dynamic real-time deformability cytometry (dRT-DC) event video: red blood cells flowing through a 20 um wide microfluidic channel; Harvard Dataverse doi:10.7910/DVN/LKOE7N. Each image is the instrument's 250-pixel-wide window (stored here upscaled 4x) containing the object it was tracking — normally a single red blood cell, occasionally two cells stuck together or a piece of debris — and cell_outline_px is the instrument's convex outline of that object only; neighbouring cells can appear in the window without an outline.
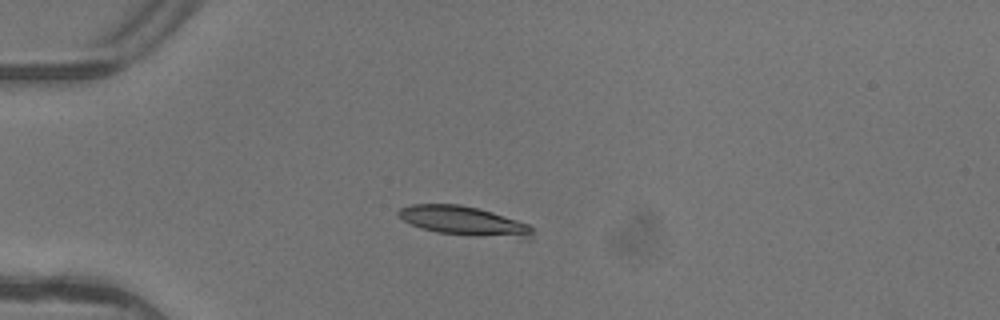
{"species": "common noctule bat (a hibernating species)", "species_latin": "Nyctalus noctula", "temperature_condition": "warm", "stored_images_in_passage": 5, "camera_frame_rate_fps": 3000, "um_per_image_px": 0.085, "animal": {"sex": "female"}, "frame": {"image": 1, "passage_image": 3, "time_ms": 0.667, "image_size_px": [1000, 320], "cell_outline_px": [[532, 240], [520, 240], [436, 232], [412, 224], [404, 220], [396, 212], [400, 208], [412, 204], [460, 204], [492, 212], [528, 224], [532, 228]], "centroid_in_image_um": [39.52, 18.81], "position_along_channel_um": 45.5, "area_um2": 22.89}}